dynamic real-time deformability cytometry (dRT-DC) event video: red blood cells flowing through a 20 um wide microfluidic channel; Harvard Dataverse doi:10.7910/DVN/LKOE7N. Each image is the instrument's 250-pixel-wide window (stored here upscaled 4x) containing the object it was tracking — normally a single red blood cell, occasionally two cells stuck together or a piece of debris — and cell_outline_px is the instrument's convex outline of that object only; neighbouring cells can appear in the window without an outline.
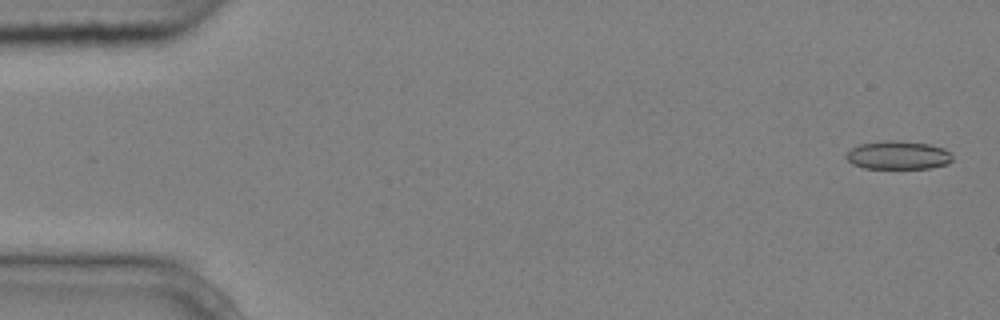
{"species": "common noctule bat (a hibernating species)", "species_latin": "Nyctalus noctula", "temperature_condition": "cold", "stored_images_in_passage": 5, "camera_frame_rate_fps": 3000, "um_per_image_px": 0.085, "animal": {"sex": "male", "body_mass_g": 20.4}, "frame": {"image": 1, "passage_image": 1, "time_ms": 0.0, "image_size_px": [1000, 320], "cell_outline_px": [[952, 160], [948, 164], [928, 168], [864, 168], [852, 164], [844, 156], [856, 144], [884, 140], [900, 140], [932, 144], [944, 148], [952, 152]], "centroid_in_image_um": [76.35, 13.17], "position_along_channel_um": 8.7, "area_um2": 17.92}}